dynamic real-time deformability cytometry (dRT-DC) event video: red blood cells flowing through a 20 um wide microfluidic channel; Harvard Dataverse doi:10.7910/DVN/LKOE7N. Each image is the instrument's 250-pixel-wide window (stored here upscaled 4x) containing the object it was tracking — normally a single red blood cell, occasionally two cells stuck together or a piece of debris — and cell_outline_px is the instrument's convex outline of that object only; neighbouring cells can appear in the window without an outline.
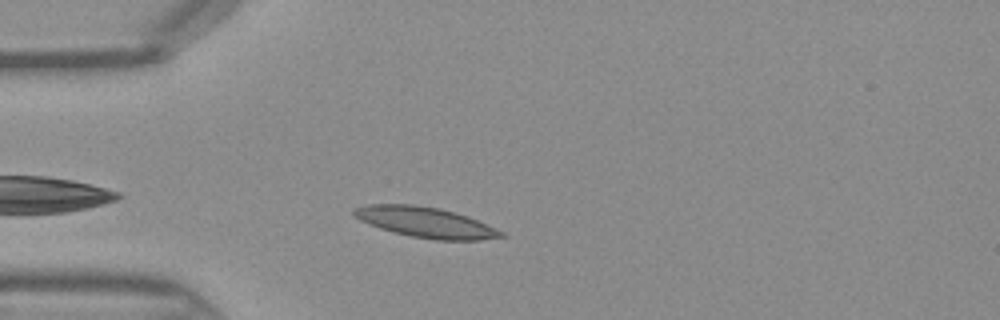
{"species": "Egyptian fruit bat (a non-hibernating species)", "species_latin": "Rousettus aegyptiacus", "temperature_condition": "warm", "stored_images_in_passage": 36, "camera_frame_rate_fps": 3000, "um_per_image_px": 0.085, "frame": {"image": 1, "passage_image": 3, "time_ms": 0.667, "image_size_px": [1000, 320], "cell_outline_px": [[508, 236], [480, 240], [432, 240], [392, 232], [368, 224], [360, 220], [352, 212], [352, 208], [368, 204], [412, 204], [440, 208], [468, 216], [496, 228], [504, 232]], "centroid_in_image_um": [36.18, 18.9], "position_along_channel_um": 48.8, "area_um2": 26.24}}
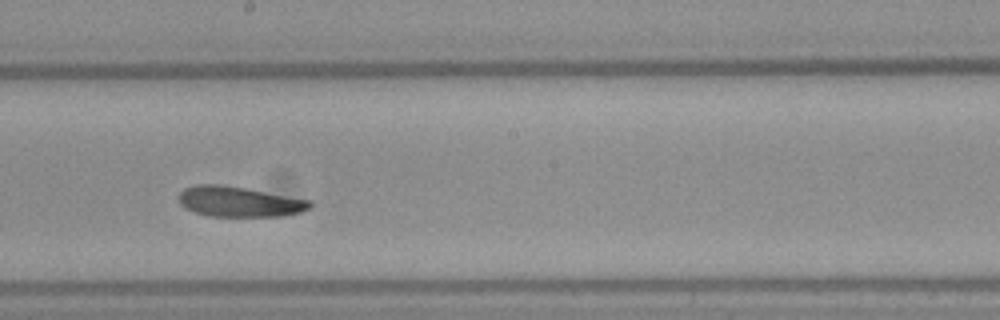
{"frame": {"image": 2, "passage_image": 16, "time_ms": 5.0, "image_size_px": [1000, 320], "cell_outline_px": [[312, 208], [300, 212], [280, 216], [208, 216], [184, 208], [180, 204], [180, 192], [184, 188], [196, 184], [220, 184], [244, 188], [312, 200]], "centroid_in_image_um": [20.34, 17.14], "position_along_channel_um": 227.9, "area_um2": 23.12}}
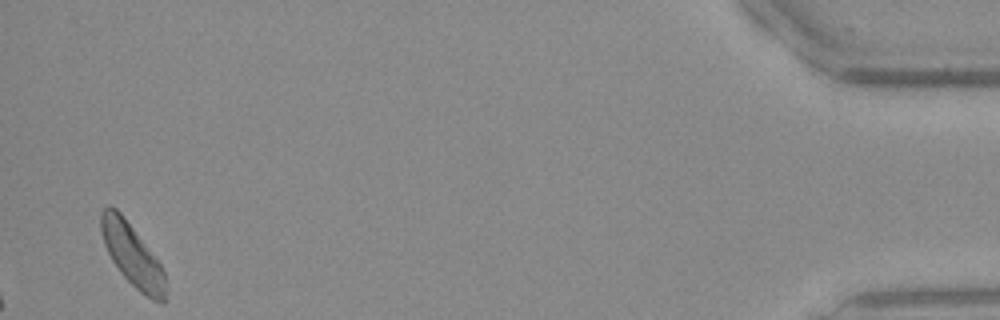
{"frame": {"image": 3, "passage_image": 35, "time_ms": 11.333, "image_size_px": [1000, 320], "cell_outline_px": [[164, 304], [152, 300], [144, 296], [120, 272], [112, 260], [104, 244], [100, 232], [100, 212], [108, 204], [116, 208], [120, 212], [160, 264], [164, 272]], "centroid_in_image_um": [11.19, 21.66], "position_along_channel_um": 424.0, "area_um2": 22.95}}